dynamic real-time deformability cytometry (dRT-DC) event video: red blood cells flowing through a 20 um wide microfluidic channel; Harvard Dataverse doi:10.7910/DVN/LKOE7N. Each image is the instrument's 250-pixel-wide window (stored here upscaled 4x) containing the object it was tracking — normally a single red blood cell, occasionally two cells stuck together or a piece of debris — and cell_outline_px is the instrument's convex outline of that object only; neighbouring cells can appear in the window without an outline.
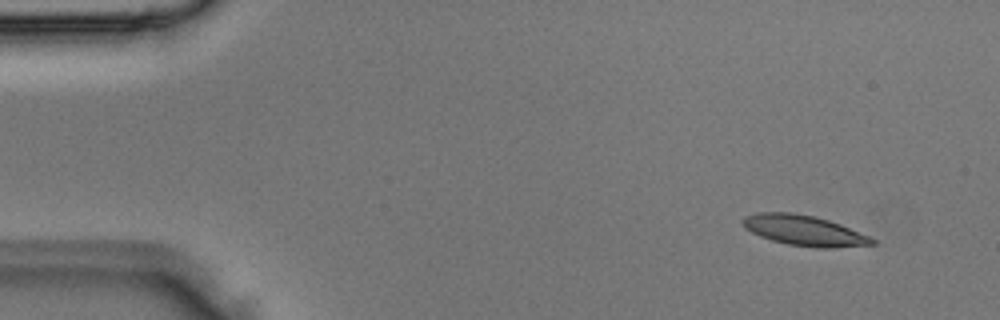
{"species": "Egyptian fruit bat (a non-hibernating species)", "species_latin": "Rousettus aegyptiacus", "temperature_condition": "room temperature", "stored_images_in_passage": 3, "camera_frame_rate_fps": 3000, "um_per_image_px": 0.085, "animal": {"sex": "male"}, "frame": {"image": 1, "passage_image": 1, "time_ms": 0.0, "image_size_px": [1000, 320], "cell_outline_px": [[876, 244], [832, 248], [816, 248], [788, 244], [772, 240], [760, 236], [744, 228], [740, 220], [744, 216], [756, 212], [792, 212], [816, 216], [840, 224], [868, 236], [876, 240]], "centroid_in_image_um": [68.31, 19.58], "position_along_channel_um": 16.7, "area_um2": 23.0}}
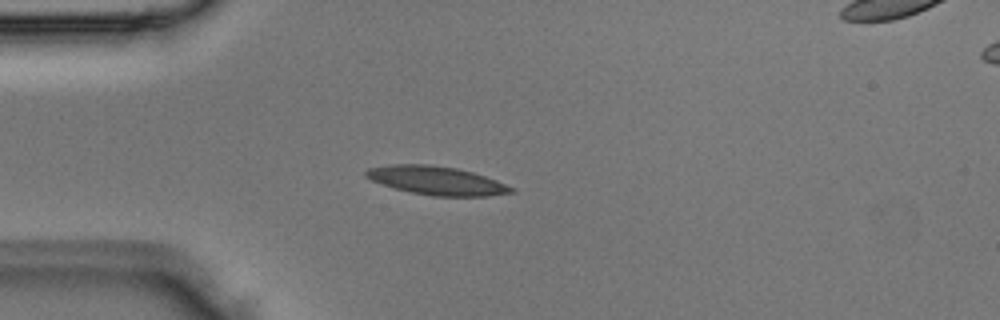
{"frame": {"image": 2, "passage_image": 3, "time_ms": 0.667, "image_size_px": [1000, 320], "cell_outline_px": [[516, 192], [488, 196], [432, 196], [412, 192], [380, 184], [364, 176], [364, 172], [368, 168], [392, 164], [428, 164], [456, 168], [472, 172], [496, 180], [516, 188]], "centroid_in_image_um": [37.12, 15.35], "position_along_channel_um": 47.9, "area_um2": 24.16}}